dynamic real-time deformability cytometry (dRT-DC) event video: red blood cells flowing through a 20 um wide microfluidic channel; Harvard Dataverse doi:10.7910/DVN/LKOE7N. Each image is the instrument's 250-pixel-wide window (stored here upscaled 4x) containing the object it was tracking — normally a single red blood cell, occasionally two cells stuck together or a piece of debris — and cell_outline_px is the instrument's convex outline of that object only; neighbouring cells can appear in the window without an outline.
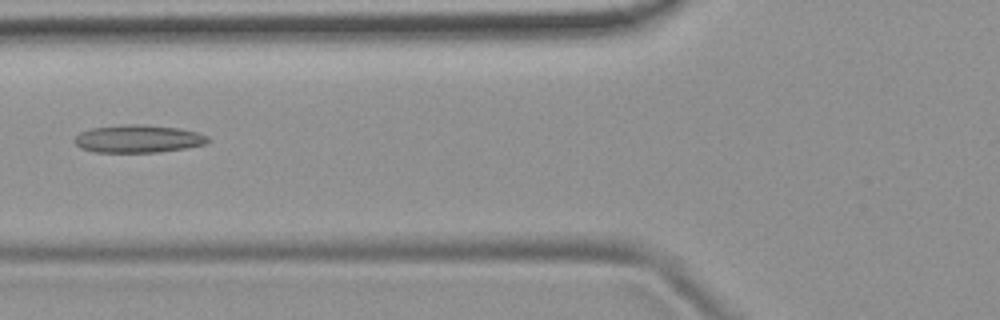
{"species": "common noctule bat (a hibernating species)", "species_latin": "Nyctalus noctula", "temperature_condition": "room temperature", "stored_images_in_passage": 5, "camera_frame_rate_fps": 3000, "um_per_image_px": 0.085, "animal": {"sex": "female", "body_mass_g": 19.9}, "frame": {"image": 1, "passage_image": 4, "time_ms": 3.667, "image_size_px": [1000, 320], "cell_outline_px": [[208, 140], [204, 144], [184, 148], [160, 152], [92, 152], [80, 148], [76, 144], [76, 136], [80, 132], [92, 128], [124, 124], [144, 124], [180, 128], [196, 132], [208, 136]], "centroid_in_image_um": [11.72, 11.79], "position_along_channel_um": 114.1, "area_um2": 21.5}}
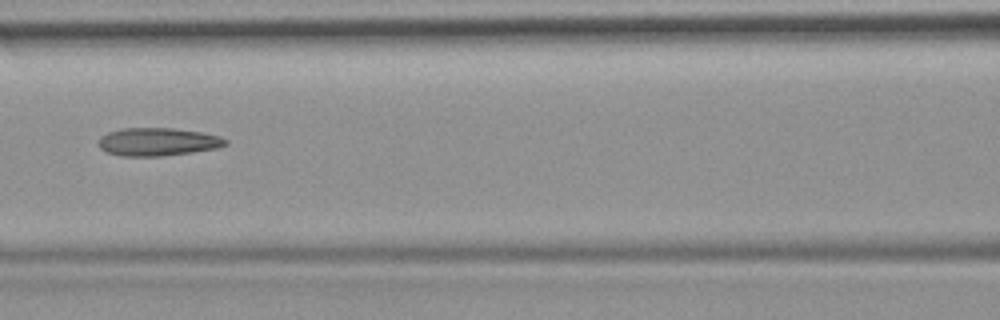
{"frame": {"image": 2, "passage_image": 5, "time_ms": 4.667, "image_size_px": [1000, 320], "cell_outline_px": [[228, 144], [216, 148], [192, 152], [160, 156], [120, 156], [108, 152], [100, 148], [100, 136], [108, 132], [124, 128], [172, 128], [200, 132], [220, 136], [228, 140]], "centroid_in_image_um": [13.42, 12.05], "position_along_channel_um": 153.2, "area_um2": 20.58}}